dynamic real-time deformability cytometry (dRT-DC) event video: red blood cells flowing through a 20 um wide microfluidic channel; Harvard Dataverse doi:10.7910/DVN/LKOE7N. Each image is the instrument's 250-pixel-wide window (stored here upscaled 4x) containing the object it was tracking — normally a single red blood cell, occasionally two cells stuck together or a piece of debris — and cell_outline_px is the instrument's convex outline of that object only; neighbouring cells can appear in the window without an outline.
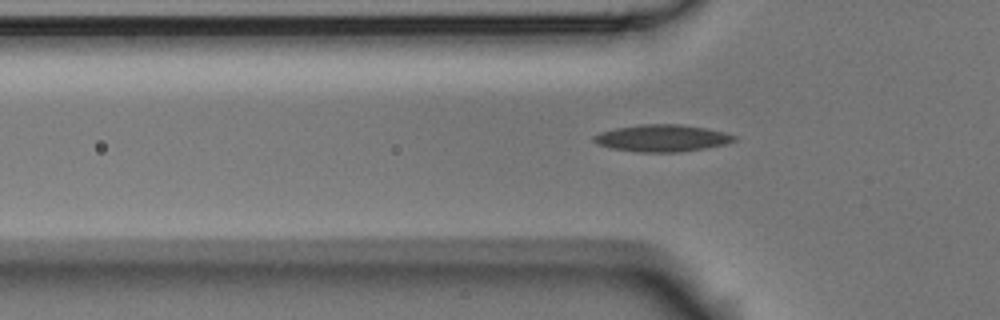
{"species": "Egyptian fruit bat (a non-hibernating species)", "species_latin": "Rousettus aegyptiacus", "temperature_condition": "room temperature", "stored_images_in_passage": 33, "camera_frame_rate_fps": 3000, "um_per_image_px": 0.085, "animal": {"sex": "male"}, "frame": {"image": 1, "passage_image": 2, "time_ms": 0.333, "image_size_px": [1000, 320], "cell_outline_px": [[736, 140], [724, 144], [704, 148], [680, 152], [640, 152], [612, 148], [600, 144], [592, 140], [592, 136], [600, 132], [616, 128], [640, 124], [680, 124], [708, 128], [724, 132], [736, 136]], "centroid_in_image_um": [56.28, 11.73], "position_along_channel_um": 69.5, "area_um2": 21.96}}
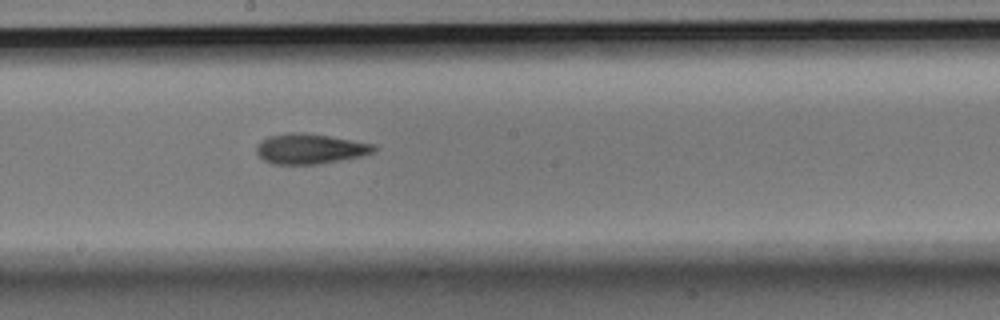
{"frame": {"image": 2, "passage_image": 14, "time_ms": 4.333, "image_size_px": [1000, 320], "cell_outline_px": [[376, 152], [360, 156], [316, 164], [272, 164], [264, 160], [256, 152], [256, 144], [260, 140], [268, 136], [288, 132], [304, 132], [376, 144]], "centroid_in_image_um": [26.32, 12.63], "position_along_channel_um": 221.9, "area_um2": 20.69}}
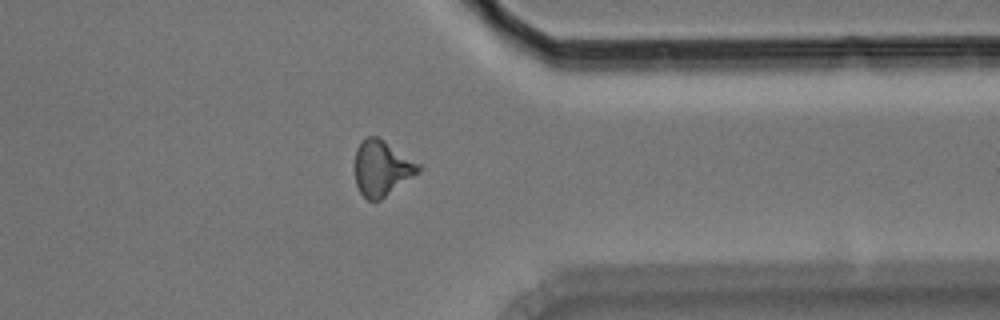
{"frame": {"image": 3, "passage_image": 27, "time_ms": 8.667, "image_size_px": [1000, 320], "cell_outline_px": [[420, 172], [380, 200], [368, 200], [360, 192], [356, 184], [356, 148], [360, 140], [368, 136], [380, 136], [420, 164]], "centroid_in_image_um": [32.46, 14.26], "position_along_channel_um": 378.9, "area_um2": 20.58}, "authors_computed_cell_mechanics": {"area_um2": 20.2878, "velocity_mm_per_s": 3.7832, "shape_relaxation_time_tau1_ms": 5.7456, "shape_relaxation_time_tau2_ms": 3.1237, "deformation_change_tau1": 0.1631, "deformation_change_tau2": 0.117}}